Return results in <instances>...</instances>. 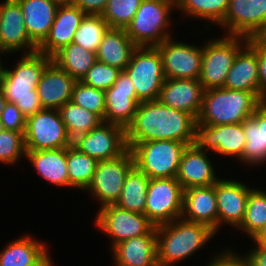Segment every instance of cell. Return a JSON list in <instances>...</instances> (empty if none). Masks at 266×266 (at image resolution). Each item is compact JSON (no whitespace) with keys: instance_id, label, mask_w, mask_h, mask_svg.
I'll list each match as a JSON object with an SVG mask.
<instances>
[{"instance_id":"cell-18","label":"cell","mask_w":266,"mask_h":266,"mask_svg":"<svg viewBox=\"0 0 266 266\" xmlns=\"http://www.w3.org/2000/svg\"><path fill=\"white\" fill-rule=\"evenodd\" d=\"M140 101L133 82L121 71L115 83L105 91L104 122L127 128L133 121Z\"/></svg>"},{"instance_id":"cell-3","label":"cell","mask_w":266,"mask_h":266,"mask_svg":"<svg viewBox=\"0 0 266 266\" xmlns=\"http://www.w3.org/2000/svg\"><path fill=\"white\" fill-rule=\"evenodd\" d=\"M159 266H174L201 249L215 234L210 226L181 218L156 226Z\"/></svg>"},{"instance_id":"cell-33","label":"cell","mask_w":266,"mask_h":266,"mask_svg":"<svg viewBox=\"0 0 266 266\" xmlns=\"http://www.w3.org/2000/svg\"><path fill=\"white\" fill-rule=\"evenodd\" d=\"M149 179L134 166L126 175L122 192L115 205L124 210L145 214Z\"/></svg>"},{"instance_id":"cell-25","label":"cell","mask_w":266,"mask_h":266,"mask_svg":"<svg viewBox=\"0 0 266 266\" xmlns=\"http://www.w3.org/2000/svg\"><path fill=\"white\" fill-rule=\"evenodd\" d=\"M223 88L252 92L259 97L257 43L253 39L238 52Z\"/></svg>"},{"instance_id":"cell-19","label":"cell","mask_w":266,"mask_h":266,"mask_svg":"<svg viewBox=\"0 0 266 266\" xmlns=\"http://www.w3.org/2000/svg\"><path fill=\"white\" fill-rule=\"evenodd\" d=\"M218 209V230L221 223L238 228L245 217L249 188L244 183L233 180L219 179L215 184Z\"/></svg>"},{"instance_id":"cell-8","label":"cell","mask_w":266,"mask_h":266,"mask_svg":"<svg viewBox=\"0 0 266 266\" xmlns=\"http://www.w3.org/2000/svg\"><path fill=\"white\" fill-rule=\"evenodd\" d=\"M124 71L133 82L140 102L158 99L166 77L157 47H137Z\"/></svg>"},{"instance_id":"cell-53","label":"cell","mask_w":266,"mask_h":266,"mask_svg":"<svg viewBox=\"0 0 266 266\" xmlns=\"http://www.w3.org/2000/svg\"><path fill=\"white\" fill-rule=\"evenodd\" d=\"M1 63H3L2 60L0 61V84H1V79H2V74H3V69H4V67L2 66L3 64Z\"/></svg>"},{"instance_id":"cell-45","label":"cell","mask_w":266,"mask_h":266,"mask_svg":"<svg viewBox=\"0 0 266 266\" xmlns=\"http://www.w3.org/2000/svg\"><path fill=\"white\" fill-rule=\"evenodd\" d=\"M257 61L259 73V98L261 104H266V49L257 44Z\"/></svg>"},{"instance_id":"cell-30","label":"cell","mask_w":266,"mask_h":266,"mask_svg":"<svg viewBox=\"0 0 266 266\" xmlns=\"http://www.w3.org/2000/svg\"><path fill=\"white\" fill-rule=\"evenodd\" d=\"M245 148L240 161L257 166L266 161V104H261L254 114L243 121Z\"/></svg>"},{"instance_id":"cell-43","label":"cell","mask_w":266,"mask_h":266,"mask_svg":"<svg viewBox=\"0 0 266 266\" xmlns=\"http://www.w3.org/2000/svg\"><path fill=\"white\" fill-rule=\"evenodd\" d=\"M0 118L4 129L25 132L26 117L15 104L7 102Z\"/></svg>"},{"instance_id":"cell-52","label":"cell","mask_w":266,"mask_h":266,"mask_svg":"<svg viewBox=\"0 0 266 266\" xmlns=\"http://www.w3.org/2000/svg\"><path fill=\"white\" fill-rule=\"evenodd\" d=\"M169 3L170 5L174 6L178 10V6L180 3V0H160Z\"/></svg>"},{"instance_id":"cell-39","label":"cell","mask_w":266,"mask_h":266,"mask_svg":"<svg viewBox=\"0 0 266 266\" xmlns=\"http://www.w3.org/2000/svg\"><path fill=\"white\" fill-rule=\"evenodd\" d=\"M142 0H108L102 14L110 28L125 29L132 21Z\"/></svg>"},{"instance_id":"cell-35","label":"cell","mask_w":266,"mask_h":266,"mask_svg":"<svg viewBox=\"0 0 266 266\" xmlns=\"http://www.w3.org/2000/svg\"><path fill=\"white\" fill-rule=\"evenodd\" d=\"M59 112L71 139L91 131L104 122L98 114L88 111L72 101L65 103Z\"/></svg>"},{"instance_id":"cell-5","label":"cell","mask_w":266,"mask_h":266,"mask_svg":"<svg viewBox=\"0 0 266 266\" xmlns=\"http://www.w3.org/2000/svg\"><path fill=\"white\" fill-rule=\"evenodd\" d=\"M134 166L150 179L176 178L180 160L188 144L174 140L127 143Z\"/></svg>"},{"instance_id":"cell-48","label":"cell","mask_w":266,"mask_h":266,"mask_svg":"<svg viewBox=\"0 0 266 266\" xmlns=\"http://www.w3.org/2000/svg\"><path fill=\"white\" fill-rule=\"evenodd\" d=\"M253 40L262 48L266 49V26L263 27L254 37Z\"/></svg>"},{"instance_id":"cell-49","label":"cell","mask_w":266,"mask_h":266,"mask_svg":"<svg viewBox=\"0 0 266 266\" xmlns=\"http://www.w3.org/2000/svg\"><path fill=\"white\" fill-rule=\"evenodd\" d=\"M252 241H254L256 244L266 246V223Z\"/></svg>"},{"instance_id":"cell-24","label":"cell","mask_w":266,"mask_h":266,"mask_svg":"<svg viewBox=\"0 0 266 266\" xmlns=\"http://www.w3.org/2000/svg\"><path fill=\"white\" fill-rule=\"evenodd\" d=\"M77 81L51 61L43 71L37 92L43 108L59 110L71 101Z\"/></svg>"},{"instance_id":"cell-26","label":"cell","mask_w":266,"mask_h":266,"mask_svg":"<svg viewBox=\"0 0 266 266\" xmlns=\"http://www.w3.org/2000/svg\"><path fill=\"white\" fill-rule=\"evenodd\" d=\"M112 251L116 266H159L156 226L148 234L118 243Z\"/></svg>"},{"instance_id":"cell-4","label":"cell","mask_w":266,"mask_h":266,"mask_svg":"<svg viewBox=\"0 0 266 266\" xmlns=\"http://www.w3.org/2000/svg\"><path fill=\"white\" fill-rule=\"evenodd\" d=\"M260 105V98L252 92L223 87L207 89L197 124L216 126L242 123L251 117Z\"/></svg>"},{"instance_id":"cell-32","label":"cell","mask_w":266,"mask_h":266,"mask_svg":"<svg viewBox=\"0 0 266 266\" xmlns=\"http://www.w3.org/2000/svg\"><path fill=\"white\" fill-rule=\"evenodd\" d=\"M51 59L76 81H81L97 61V56L95 52L86 50L72 42L56 52Z\"/></svg>"},{"instance_id":"cell-21","label":"cell","mask_w":266,"mask_h":266,"mask_svg":"<svg viewBox=\"0 0 266 266\" xmlns=\"http://www.w3.org/2000/svg\"><path fill=\"white\" fill-rule=\"evenodd\" d=\"M85 15L80 8L74 5L58 6L49 33L45 40L37 47V51L52 57L61 48L72 43L74 34Z\"/></svg>"},{"instance_id":"cell-17","label":"cell","mask_w":266,"mask_h":266,"mask_svg":"<svg viewBox=\"0 0 266 266\" xmlns=\"http://www.w3.org/2000/svg\"><path fill=\"white\" fill-rule=\"evenodd\" d=\"M37 45L30 39L21 6L17 0H5L0 4V54L26 51L37 52Z\"/></svg>"},{"instance_id":"cell-7","label":"cell","mask_w":266,"mask_h":266,"mask_svg":"<svg viewBox=\"0 0 266 266\" xmlns=\"http://www.w3.org/2000/svg\"><path fill=\"white\" fill-rule=\"evenodd\" d=\"M248 41L249 39L246 37L227 35L220 39H211L202 45V66L199 81L205 90L224 86L235 57Z\"/></svg>"},{"instance_id":"cell-46","label":"cell","mask_w":266,"mask_h":266,"mask_svg":"<svg viewBox=\"0 0 266 266\" xmlns=\"http://www.w3.org/2000/svg\"><path fill=\"white\" fill-rule=\"evenodd\" d=\"M108 0H74L73 5L80 8L85 14L102 15Z\"/></svg>"},{"instance_id":"cell-13","label":"cell","mask_w":266,"mask_h":266,"mask_svg":"<svg viewBox=\"0 0 266 266\" xmlns=\"http://www.w3.org/2000/svg\"><path fill=\"white\" fill-rule=\"evenodd\" d=\"M72 146L97 161L115 159L129 149L126 129L106 122L73 138Z\"/></svg>"},{"instance_id":"cell-11","label":"cell","mask_w":266,"mask_h":266,"mask_svg":"<svg viewBox=\"0 0 266 266\" xmlns=\"http://www.w3.org/2000/svg\"><path fill=\"white\" fill-rule=\"evenodd\" d=\"M134 167V158L128 149L123 155L110 160L98 161L93 179L87 187L90 195L103 206L115 204L122 192L126 175Z\"/></svg>"},{"instance_id":"cell-14","label":"cell","mask_w":266,"mask_h":266,"mask_svg":"<svg viewBox=\"0 0 266 266\" xmlns=\"http://www.w3.org/2000/svg\"><path fill=\"white\" fill-rule=\"evenodd\" d=\"M162 57L166 79H199L202 66V46L177 42L168 38L156 46Z\"/></svg>"},{"instance_id":"cell-41","label":"cell","mask_w":266,"mask_h":266,"mask_svg":"<svg viewBox=\"0 0 266 266\" xmlns=\"http://www.w3.org/2000/svg\"><path fill=\"white\" fill-rule=\"evenodd\" d=\"M26 156L24 132L4 129L0 133V163L13 164Z\"/></svg>"},{"instance_id":"cell-2","label":"cell","mask_w":266,"mask_h":266,"mask_svg":"<svg viewBox=\"0 0 266 266\" xmlns=\"http://www.w3.org/2000/svg\"><path fill=\"white\" fill-rule=\"evenodd\" d=\"M21 58L13 70L3 69L0 88L7 102L15 104L28 118L43 109L37 85L52 59L38 51Z\"/></svg>"},{"instance_id":"cell-1","label":"cell","mask_w":266,"mask_h":266,"mask_svg":"<svg viewBox=\"0 0 266 266\" xmlns=\"http://www.w3.org/2000/svg\"><path fill=\"white\" fill-rule=\"evenodd\" d=\"M196 123L192 115L158 100L140 102L126 128V140L127 143L174 140L191 145L195 143Z\"/></svg>"},{"instance_id":"cell-34","label":"cell","mask_w":266,"mask_h":266,"mask_svg":"<svg viewBox=\"0 0 266 266\" xmlns=\"http://www.w3.org/2000/svg\"><path fill=\"white\" fill-rule=\"evenodd\" d=\"M66 161L69 187L85 191L93 179L98 161L72 145L66 147Z\"/></svg>"},{"instance_id":"cell-40","label":"cell","mask_w":266,"mask_h":266,"mask_svg":"<svg viewBox=\"0 0 266 266\" xmlns=\"http://www.w3.org/2000/svg\"><path fill=\"white\" fill-rule=\"evenodd\" d=\"M71 101L88 111L98 114L104 121L105 91L77 81L73 88Z\"/></svg>"},{"instance_id":"cell-31","label":"cell","mask_w":266,"mask_h":266,"mask_svg":"<svg viewBox=\"0 0 266 266\" xmlns=\"http://www.w3.org/2000/svg\"><path fill=\"white\" fill-rule=\"evenodd\" d=\"M26 157L45 181L56 186L69 187L66 148L26 151Z\"/></svg>"},{"instance_id":"cell-51","label":"cell","mask_w":266,"mask_h":266,"mask_svg":"<svg viewBox=\"0 0 266 266\" xmlns=\"http://www.w3.org/2000/svg\"><path fill=\"white\" fill-rule=\"evenodd\" d=\"M6 103H7V100L4 97V93H3L2 89L0 88V115H1V112L3 111Z\"/></svg>"},{"instance_id":"cell-42","label":"cell","mask_w":266,"mask_h":266,"mask_svg":"<svg viewBox=\"0 0 266 266\" xmlns=\"http://www.w3.org/2000/svg\"><path fill=\"white\" fill-rule=\"evenodd\" d=\"M122 70L96 61L81 80L86 85L106 91L118 78Z\"/></svg>"},{"instance_id":"cell-10","label":"cell","mask_w":266,"mask_h":266,"mask_svg":"<svg viewBox=\"0 0 266 266\" xmlns=\"http://www.w3.org/2000/svg\"><path fill=\"white\" fill-rule=\"evenodd\" d=\"M182 202L183 188L176 178L149 179L145 215L155 226L179 219Z\"/></svg>"},{"instance_id":"cell-15","label":"cell","mask_w":266,"mask_h":266,"mask_svg":"<svg viewBox=\"0 0 266 266\" xmlns=\"http://www.w3.org/2000/svg\"><path fill=\"white\" fill-rule=\"evenodd\" d=\"M243 122L216 126L196 123L195 144L202 150H212L224 156L242 159L245 148Z\"/></svg>"},{"instance_id":"cell-6","label":"cell","mask_w":266,"mask_h":266,"mask_svg":"<svg viewBox=\"0 0 266 266\" xmlns=\"http://www.w3.org/2000/svg\"><path fill=\"white\" fill-rule=\"evenodd\" d=\"M175 8L160 0H142L132 21L125 28L138 47H156L172 36L168 30L171 10ZM168 27V28H167Z\"/></svg>"},{"instance_id":"cell-16","label":"cell","mask_w":266,"mask_h":266,"mask_svg":"<svg viewBox=\"0 0 266 266\" xmlns=\"http://www.w3.org/2000/svg\"><path fill=\"white\" fill-rule=\"evenodd\" d=\"M220 25L228 36L253 39L266 26V0H230Z\"/></svg>"},{"instance_id":"cell-27","label":"cell","mask_w":266,"mask_h":266,"mask_svg":"<svg viewBox=\"0 0 266 266\" xmlns=\"http://www.w3.org/2000/svg\"><path fill=\"white\" fill-rule=\"evenodd\" d=\"M0 266H53V262L44 242L25 235L0 252Z\"/></svg>"},{"instance_id":"cell-22","label":"cell","mask_w":266,"mask_h":266,"mask_svg":"<svg viewBox=\"0 0 266 266\" xmlns=\"http://www.w3.org/2000/svg\"><path fill=\"white\" fill-rule=\"evenodd\" d=\"M208 159L207 151L200 149L195 143L188 145L180 160L177 181L183 190L191 187H206L215 184L219 178Z\"/></svg>"},{"instance_id":"cell-50","label":"cell","mask_w":266,"mask_h":266,"mask_svg":"<svg viewBox=\"0 0 266 266\" xmlns=\"http://www.w3.org/2000/svg\"><path fill=\"white\" fill-rule=\"evenodd\" d=\"M52 3L57 6H71L73 5L74 0H50Z\"/></svg>"},{"instance_id":"cell-20","label":"cell","mask_w":266,"mask_h":266,"mask_svg":"<svg viewBox=\"0 0 266 266\" xmlns=\"http://www.w3.org/2000/svg\"><path fill=\"white\" fill-rule=\"evenodd\" d=\"M204 92L199 79H166L157 100L166 106L184 111L197 120Z\"/></svg>"},{"instance_id":"cell-38","label":"cell","mask_w":266,"mask_h":266,"mask_svg":"<svg viewBox=\"0 0 266 266\" xmlns=\"http://www.w3.org/2000/svg\"><path fill=\"white\" fill-rule=\"evenodd\" d=\"M230 0H180L178 8L188 16L206 19L220 26L228 10Z\"/></svg>"},{"instance_id":"cell-29","label":"cell","mask_w":266,"mask_h":266,"mask_svg":"<svg viewBox=\"0 0 266 266\" xmlns=\"http://www.w3.org/2000/svg\"><path fill=\"white\" fill-rule=\"evenodd\" d=\"M137 47L125 29L109 28L96 52L97 61L124 71Z\"/></svg>"},{"instance_id":"cell-28","label":"cell","mask_w":266,"mask_h":266,"mask_svg":"<svg viewBox=\"0 0 266 266\" xmlns=\"http://www.w3.org/2000/svg\"><path fill=\"white\" fill-rule=\"evenodd\" d=\"M21 6L26 31L39 46L47 37L58 6L50 0H17Z\"/></svg>"},{"instance_id":"cell-36","label":"cell","mask_w":266,"mask_h":266,"mask_svg":"<svg viewBox=\"0 0 266 266\" xmlns=\"http://www.w3.org/2000/svg\"><path fill=\"white\" fill-rule=\"evenodd\" d=\"M109 28L102 15L86 14L74 34L73 43L96 53L103 35Z\"/></svg>"},{"instance_id":"cell-47","label":"cell","mask_w":266,"mask_h":266,"mask_svg":"<svg viewBox=\"0 0 266 266\" xmlns=\"http://www.w3.org/2000/svg\"><path fill=\"white\" fill-rule=\"evenodd\" d=\"M253 250L247 255L250 266H266V246L255 244Z\"/></svg>"},{"instance_id":"cell-44","label":"cell","mask_w":266,"mask_h":266,"mask_svg":"<svg viewBox=\"0 0 266 266\" xmlns=\"http://www.w3.org/2000/svg\"><path fill=\"white\" fill-rule=\"evenodd\" d=\"M211 260L206 266H250L245 255L242 257V255H237L232 250H227L217 255L215 254V257Z\"/></svg>"},{"instance_id":"cell-9","label":"cell","mask_w":266,"mask_h":266,"mask_svg":"<svg viewBox=\"0 0 266 266\" xmlns=\"http://www.w3.org/2000/svg\"><path fill=\"white\" fill-rule=\"evenodd\" d=\"M24 140L26 151L54 150L72 145L57 109L43 108L26 118Z\"/></svg>"},{"instance_id":"cell-54","label":"cell","mask_w":266,"mask_h":266,"mask_svg":"<svg viewBox=\"0 0 266 266\" xmlns=\"http://www.w3.org/2000/svg\"><path fill=\"white\" fill-rule=\"evenodd\" d=\"M4 130V127H3V123L1 121V118H0V133Z\"/></svg>"},{"instance_id":"cell-12","label":"cell","mask_w":266,"mask_h":266,"mask_svg":"<svg viewBox=\"0 0 266 266\" xmlns=\"http://www.w3.org/2000/svg\"><path fill=\"white\" fill-rule=\"evenodd\" d=\"M95 222L112 238L111 249L124 240L148 234L155 227L145 214L124 210L115 204L100 207Z\"/></svg>"},{"instance_id":"cell-23","label":"cell","mask_w":266,"mask_h":266,"mask_svg":"<svg viewBox=\"0 0 266 266\" xmlns=\"http://www.w3.org/2000/svg\"><path fill=\"white\" fill-rule=\"evenodd\" d=\"M181 219L203 223L218 232V209L214 184L183 190Z\"/></svg>"},{"instance_id":"cell-37","label":"cell","mask_w":266,"mask_h":266,"mask_svg":"<svg viewBox=\"0 0 266 266\" xmlns=\"http://www.w3.org/2000/svg\"><path fill=\"white\" fill-rule=\"evenodd\" d=\"M266 223V191L252 189L248 195L244 220L238 227L254 238Z\"/></svg>"}]
</instances>
